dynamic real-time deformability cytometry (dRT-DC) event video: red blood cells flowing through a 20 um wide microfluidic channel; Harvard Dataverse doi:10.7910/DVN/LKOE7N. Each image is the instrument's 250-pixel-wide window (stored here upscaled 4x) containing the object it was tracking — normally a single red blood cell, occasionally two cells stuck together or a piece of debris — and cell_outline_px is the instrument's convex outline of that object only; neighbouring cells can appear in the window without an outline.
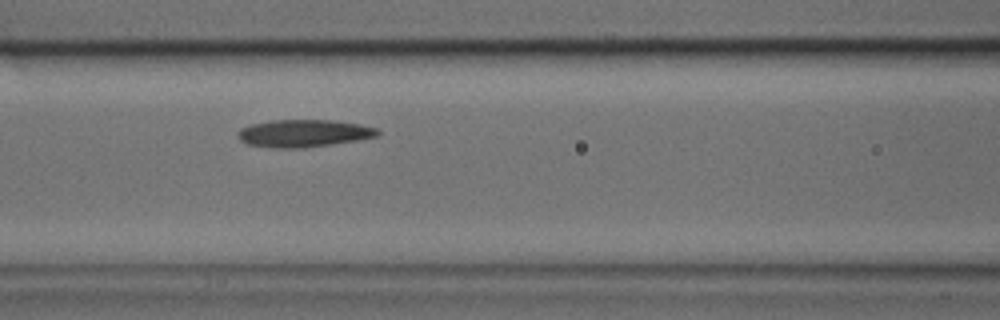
{"species": "common noctule bat (a hibernating species)", "species_latin": "Nyctalus noctula", "temperature_condition": "cold", "stored_images_in_passage": 4, "camera_frame_rate_fps": 3000, "um_per_image_px": 0.085, "animal": {"sex": "male", "body_mass_g": 17.9, "forearm_length_mm": 54.2}, "frame": {"image": 1, "passage_image": 4, "time_ms": 1.0, "image_size_px": [1000, 320], "cell_outline_px": [[380, 136], [332, 144], [304, 148], [276, 148], [248, 144], [240, 140], [240, 128], [252, 124], [272, 120], [332, 120], [360, 124], [376, 128], [380, 132]], "centroid_in_image_um": [25.86, 11.33], "position_along_channel_um": 140.7, "area_um2": 22.2}}